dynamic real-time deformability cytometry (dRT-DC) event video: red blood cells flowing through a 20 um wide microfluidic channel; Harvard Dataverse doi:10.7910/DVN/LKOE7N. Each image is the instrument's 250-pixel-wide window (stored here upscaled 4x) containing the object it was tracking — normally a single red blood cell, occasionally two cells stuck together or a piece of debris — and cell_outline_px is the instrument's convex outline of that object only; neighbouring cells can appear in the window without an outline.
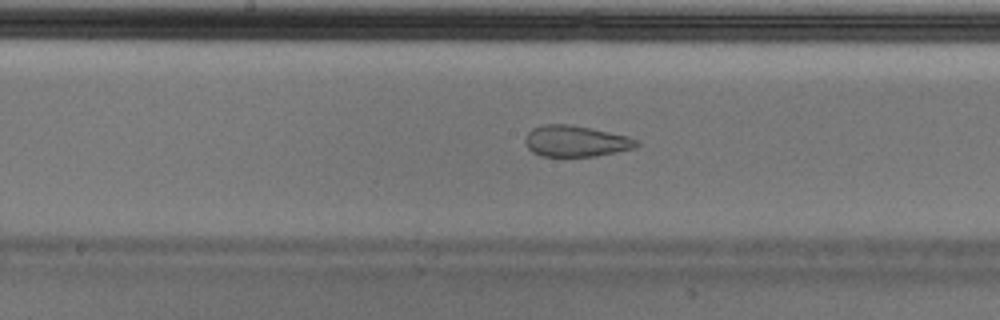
{"species": "Egyptian fruit bat (a non-hibernating species)", "species_latin": "Rousettus aegyptiacus", "temperature_condition": "cold", "stored_images_in_passage": 46, "camera_frame_rate_fps": 3000, "um_per_image_px": 0.085, "animal": {"sex": "male"}, "frame": {"image": 1, "passage_image": 20, "time_ms": 6.333, "image_size_px": [1000, 320], "cell_outline_px": [[640, 144], [636, 148], [596, 156], [540, 156], [532, 152], [528, 148], [524, 140], [524, 136], [532, 128], [544, 124], [568, 124], [628, 136], [640, 140]], "centroid_in_image_um": [48.94, 12.0], "position_along_channel_um": 199.3, "area_um2": 20.29}}
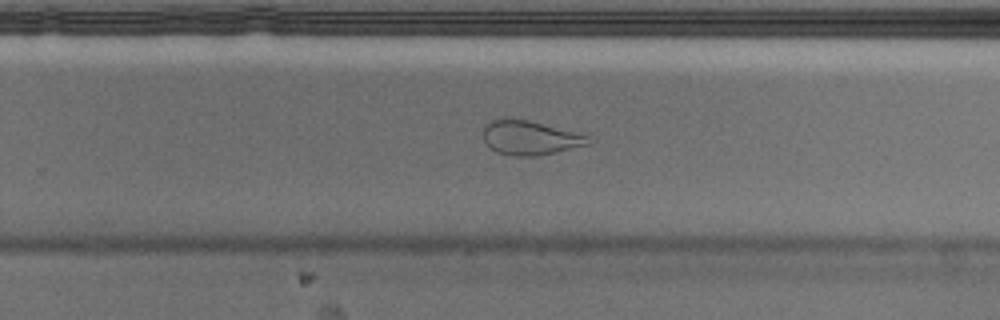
{"frame": {"image": 2, "passage_image": 27, "time_ms": 8.667, "image_size_px": [1000, 320], "cell_outline_px": [[592, 144], [536, 156], [512, 156], [496, 152], [484, 144], [484, 128], [492, 120], [504, 116], [528, 120], [580, 132], [588, 136]], "centroid_in_image_um": [45.05, 11.69], "position_along_channel_um": 284.7, "area_um2": 21.39}, "authors_computed_cell_mechanics": {"area_um2": 24.2182, "velocity_mm_per_s": 3.6797, "shape_relaxation_time_tau1_ms": null, "shape_relaxation_time_tau2_ms": 1.1616, "deformation_change_tau1": null, "deformation_change_tau2": 0.0685}}